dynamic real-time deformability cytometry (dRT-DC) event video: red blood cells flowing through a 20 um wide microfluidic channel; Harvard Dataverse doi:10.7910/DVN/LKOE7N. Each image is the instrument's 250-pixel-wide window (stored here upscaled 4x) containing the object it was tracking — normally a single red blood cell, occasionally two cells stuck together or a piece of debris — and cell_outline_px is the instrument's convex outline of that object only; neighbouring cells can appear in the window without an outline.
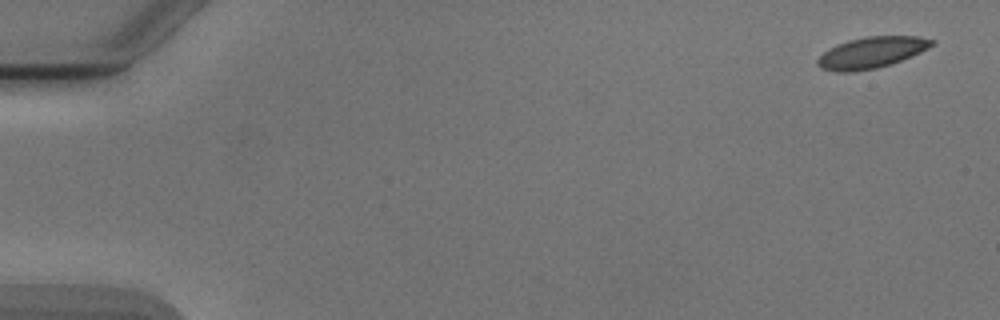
{"species": "Egyptian fruit bat (a non-hibernating species)", "species_latin": "Rousettus aegyptiacus", "temperature_condition": "cold", "stored_images_in_passage": 6, "camera_frame_rate_fps": 3000, "um_per_image_px": 0.085, "animal": {"sex": "male"}, "frame": {"image": 1, "passage_image": 1, "time_ms": 0.0, "image_size_px": [1000, 320], "cell_outline_px": [[936, 44], [920, 52], [892, 64], [876, 68], [852, 72], [836, 72], [820, 68], [816, 64], [816, 60], [824, 52], [848, 40], [868, 36], [916, 36], [936, 40]], "centroid_in_image_um": [74.1, 4.47], "position_along_channel_um": 10.9, "area_um2": 20.69}}